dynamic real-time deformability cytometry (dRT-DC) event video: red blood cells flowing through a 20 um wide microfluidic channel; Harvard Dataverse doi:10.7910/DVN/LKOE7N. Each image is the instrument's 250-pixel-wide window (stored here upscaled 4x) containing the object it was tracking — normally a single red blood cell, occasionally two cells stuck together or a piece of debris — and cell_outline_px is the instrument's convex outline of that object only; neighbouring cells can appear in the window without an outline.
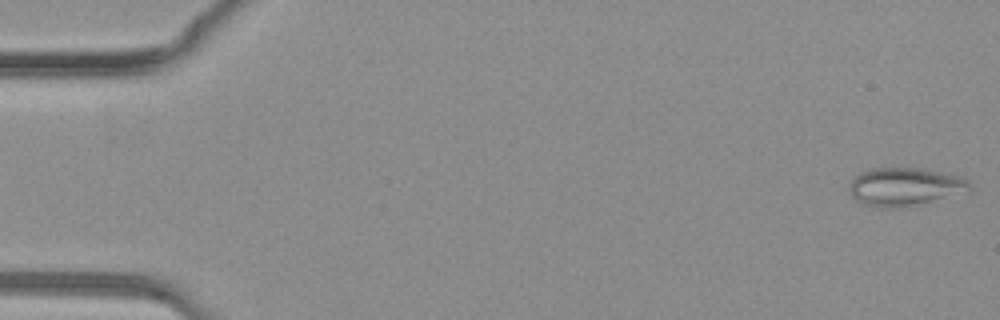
{"species": "common noctule bat (a hibernating species)", "species_latin": "Nyctalus noctula", "temperature_condition": "warm", "stored_images_in_passage": 40, "camera_frame_rate_fps": 3000, "um_per_image_px": 0.085, "animal": {"sex": "female", "body_mass_g": 19.3, "forearm_length_mm": 54.1}, "frame": {"image": 1, "passage_image": 1, "time_ms": 0.0, "image_size_px": [1000, 320], "cell_outline_px": [[972, 188], [968, 192], [908, 208], [876, 208], [864, 204], [856, 200], [852, 196], [848, 188], [848, 184], [860, 172], [872, 168], [924, 168], [964, 176], [968, 180]], "centroid_in_image_um": [76.96, 15.89], "position_along_channel_um": 8.0, "area_um2": 27.63}}
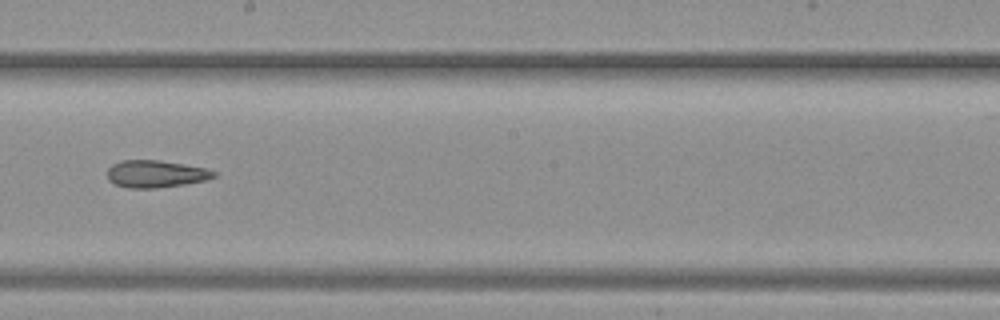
{"frame": {"image": 2, "passage_image": 23, "time_ms": 7.333, "image_size_px": [1000, 320], "cell_outline_px": [[216, 176], [208, 180], [184, 184], [156, 188], [128, 188], [116, 184], [108, 180], [108, 168], [112, 164], [120, 160], [160, 160], [184, 164], [204, 168], [216, 172]], "centroid_in_image_um": [13.23, 14.78], "position_along_channel_um": 235.0, "area_um2": 16.94}}
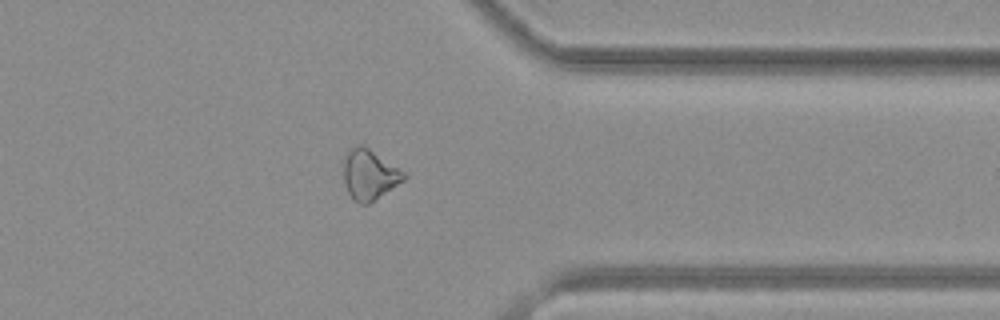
{"frame": {"image": 3, "passage_image": 32, "time_ms": 10.333, "image_size_px": [1000, 320], "cell_outline_px": [[408, 176], [404, 180], [368, 204], [360, 204], [352, 200], [344, 184], [344, 156], [352, 148], [360, 144], [364, 144], [408, 172]], "centroid_in_image_um": [31.43, 14.82], "position_along_channel_um": 380.0, "area_um2": 18.03}}